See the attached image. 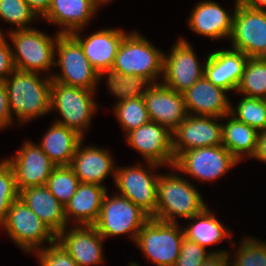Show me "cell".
<instances>
[{
    "label": "cell",
    "mask_w": 266,
    "mask_h": 266,
    "mask_svg": "<svg viewBox=\"0 0 266 266\" xmlns=\"http://www.w3.org/2000/svg\"><path fill=\"white\" fill-rule=\"evenodd\" d=\"M9 76L4 83L8 93L10 113L12 116L15 114L19 122L26 123L51 111V77L43 78V81L39 73L17 69Z\"/></svg>",
    "instance_id": "cell-1"
},
{
    "label": "cell",
    "mask_w": 266,
    "mask_h": 266,
    "mask_svg": "<svg viewBox=\"0 0 266 266\" xmlns=\"http://www.w3.org/2000/svg\"><path fill=\"white\" fill-rule=\"evenodd\" d=\"M206 206L199 191L181 175L158 177L155 219L175 223L176 217L192 218Z\"/></svg>",
    "instance_id": "cell-2"
},
{
    "label": "cell",
    "mask_w": 266,
    "mask_h": 266,
    "mask_svg": "<svg viewBox=\"0 0 266 266\" xmlns=\"http://www.w3.org/2000/svg\"><path fill=\"white\" fill-rule=\"evenodd\" d=\"M164 53L137 32L127 33L119 44L112 69L124 75L144 76L152 84L163 76Z\"/></svg>",
    "instance_id": "cell-3"
},
{
    "label": "cell",
    "mask_w": 266,
    "mask_h": 266,
    "mask_svg": "<svg viewBox=\"0 0 266 266\" xmlns=\"http://www.w3.org/2000/svg\"><path fill=\"white\" fill-rule=\"evenodd\" d=\"M177 222L149 218L138 232L135 244L156 266H174L184 239ZM180 230V231H179Z\"/></svg>",
    "instance_id": "cell-4"
},
{
    "label": "cell",
    "mask_w": 266,
    "mask_h": 266,
    "mask_svg": "<svg viewBox=\"0 0 266 266\" xmlns=\"http://www.w3.org/2000/svg\"><path fill=\"white\" fill-rule=\"evenodd\" d=\"M9 35L16 49V53L12 50L15 69L42 73L49 70L50 66H55L54 56L59 32L55 38L34 28L10 30Z\"/></svg>",
    "instance_id": "cell-5"
},
{
    "label": "cell",
    "mask_w": 266,
    "mask_h": 266,
    "mask_svg": "<svg viewBox=\"0 0 266 266\" xmlns=\"http://www.w3.org/2000/svg\"><path fill=\"white\" fill-rule=\"evenodd\" d=\"M94 93V90L68 86L52 80L50 109L52 112L53 109L58 110L63 117L55 123L66 126L83 137L98 106L93 99Z\"/></svg>",
    "instance_id": "cell-6"
},
{
    "label": "cell",
    "mask_w": 266,
    "mask_h": 266,
    "mask_svg": "<svg viewBox=\"0 0 266 266\" xmlns=\"http://www.w3.org/2000/svg\"><path fill=\"white\" fill-rule=\"evenodd\" d=\"M5 232L25 252L42 249L45 241H56L57 235L19 198L8 210L6 219L0 224Z\"/></svg>",
    "instance_id": "cell-7"
},
{
    "label": "cell",
    "mask_w": 266,
    "mask_h": 266,
    "mask_svg": "<svg viewBox=\"0 0 266 266\" xmlns=\"http://www.w3.org/2000/svg\"><path fill=\"white\" fill-rule=\"evenodd\" d=\"M58 62L55 66L61 68V74L50 76L51 80L68 86L95 90L98 83V72L84 55L80 43L71 34H60L56 48Z\"/></svg>",
    "instance_id": "cell-8"
},
{
    "label": "cell",
    "mask_w": 266,
    "mask_h": 266,
    "mask_svg": "<svg viewBox=\"0 0 266 266\" xmlns=\"http://www.w3.org/2000/svg\"><path fill=\"white\" fill-rule=\"evenodd\" d=\"M150 217L137 205L120 194L108 196L106 193L98 220L93 225L101 236H118L130 233L136 241L138 232Z\"/></svg>",
    "instance_id": "cell-9"
},
{
    "label": "cell",
    "mask_w": 266,
    "mask_h": 266,
    "mask_svg": "<svg viewBox=\"0 0 266 266\" xmlns=\"http://www.w3.org/2000/svg\"><path fill=\"white\" fill-rule=\"evenodd\" d=\"M238 162L223 145L208 146L182 152L175 159L173 169L209 182L224 175Z\"/></svg>",
    "instance_id": "cell-10"
},
{
    "label": "cell",
    "mask_w": 266,
    "mask_h": 266,
    "mask_svg": "<svg viewBox=\"0 0 266 266\" xmlns=\"http://www.w3.org/2000/svg\"><path fill=\"white\" fill-rule=\"evenodd\" d=\"M232 48L248 57L266 58V11L247 8L235 0Z\"/></svg>",
    "instance_id": "cell-11"
},
{
    "label": "cell",
    "mask_w": 266,
    "mask_h": 266,
    "mask_svg": "<svg viewBox=\"0 0 266 266\" xmlns=\"http://www.w3.org/2000/svg\"><path fill=\"white\" fill-rule=\"evenodd\" d=\"M152 173L139 164L123 168L119 166L115 170L114 182L120 195L128 198L150 218H155L157 183L160 175Z\"/></svg>",
    "instance_id": "cell-12"
},
{
    "label": "cell",
    "mask_w": 266,
    "mask_h": 266,
    "mask_svg": "<svg viewBox=\"0 0 266 266\" xmlns=\"http://www.w3.org/2000/svg\"><path fill=\"white\" fill-rule=\"evenodd\" d=\"M129 145L139 151L150 169L169 164L173 168L175 157L172 149V132L156 122L145 125L126 134Z\"/></svg>",
    "instance_id": "cell-13"
},
{
    "label": "cell",
    "mask_w": 266,
    "mask_h": 266,
    "mask_svg": "<svg viewBox=\"0 0 266 266\" xmlns=\"http://www.w3.org/2000/svg\"><path fill=\"white\" fill-rule=\"evenodd\" d=\"M194 49L185 39L180 38L169 55L164 54L163 84L178 93H184L204 76Z\"/></svg>",
    "instance_id": "cell-14"
},
{
    "label": "cell",
    "mask_w": 266,
    "mask_h": 266,
    "mask_svg": "<svg viewBox=\"0 0 266 266\" xmlns=\"http://www.w3.org/2000/svg\"><path fill=\"white\" fill-rule=\"evenodd\" d=\"M218 119L223 118L188 114L172 132L175 159L186 150L222 145V124L217 123Z\"/></svg>",
    "instance_id": "cell-15"
},
{
    "label": "cell",
    "mask_w": 266,
    "mask_h": 266,
    "mask_svg": "<svg viewBox=\"0 0 266 266\" xmlns=\"http://www.w3.org/2000/svg\"><path fill=\"white\" fill-rule=\"evenodd\" d=\"M5 160L13 170L18 191L27 187L46 185L55 167L39 144L28 140L16 152L15 157Z\"/></svg>",
    "instance_id": "cell-16"
},
{
    "label": "cell",
    "mask_w": 266,
    "mask_h": 266,
    "mask_svg": "<svg viewBox=\"0 0 266 266\" xmlns=\"http://www.w3.org/2000/svg\"><path fill=\"white\" fill-rule=\"evenodd\" d=\"M150 120L173 132L188 113L182 93L171 90L162 83L149 86L143 95Z\"/></svg>",
    "instance_id": "cell-17"
},
{
    "label": "cell",
    "mask_w": 266,
    "mask_h": 266,
    "mask_svg": "<svg viewBox=\"0 0 266 266\" xmlns=\"http://www.w3.org/2000/svg\"><path fill=\"white\" fill-rule=\"evenodd\" d=\"M66 227L56 240L63 246L78 266L103 264L102 241L104 238L94 226Z\"/></svg>",
    "instance_id": "cell-18"
},
{
    "label": "cell",
    "mask_w": 266,
    "mask_h": 266,
    "mask_svg": "<svg viewBox=\"0 0 266 266\" xmlns=\"http://www.w3.org/2000/svg\"><path fill=\"white\" fill-rule=\"evenodd\" d=\"M227 92L203 76L182 93L187 113L196 116L224 118L231 110V102L226 97Z\"/></svg>",
    "instance_id": "cell-19"
},
{
    "label": "cell",
    "mask_w": 266,
    "mask_h": 266,
    "mask_svg": "<svg viewBox=\"0 0 266 266\" xmlns=\"http://www.w3.org/2000/svg\"><path fill=\"white\" fill-rule=\"evenodd\" d=\"M248 56L237 50H219L208 55L204 76L214 85L236 90L243 75Z\"/></svg>",
    "instance_id": "cell-20"
},
{
    "label": "cell",
    "mask_w": 266,
    "mask_h": 266,
    "mask_svg": "<svg viewBox=\"0 0 266 266\" xmlns=\"http://www.w3.org/2000/svg\"><path fill=\"white\" fill-rule=\"evenodd\" d=\"M126 34L120 29L107 28L83 39L78 30L71 33L80 43L84 55L97 72L112 68L119 44Z\"/></svg>",
    "instance_id": "cell-21"
},
{
    "label": "cell",
    "mask_w": 266,
    "mask_h": 266,
    "mask_svg": "<svg viewBox=\"0 0 266 266\" xmlns=\"http://www.w3.org/2000/svg\"><path fill=\"white\" fill-rule=\"evenodd\" d=\"M83 140L78 144L71 160L70 167L81 183L103 185L102 182L112 172L115 175L116 166L107 150L99 147H82Z\"/></svg>",
    "instance_id": "cell-22"
},
{
    "label": "cell",
    "mask_w": 266,
    "mask_h": 266,
    "mask_svg": "<svg viewBox=\"0 0 266 266\" xmlns=\"http://www.w3.org/2000/svg\"><path fill=\"white\" fill-rule=\"evenodd\" d=\"M233 15L214 1L198 2L189 17L188 24L197 34L213 39L229 38L233 28Z\"/></svg>",
    "instance_id": "cell-23"
},
{
    "label": "cell",
    "mask_w": 266,
    "mask_h": 266,
    "mask_svg": "<svg viewBox=\"0 0 266 266\" xmlns=\"http://www.w3.org/2000/svg\"><path fill=\"white\" fill-rule=\"evenodd\" d=\"M98 7L94 0H52L43 18L47 22L62 26L60 34H71L77 30L81 32L80 29L84 30Z\"/></svg>",
    "instance_id": "cell-24"
},
{
    "label": "cell",
    "mask_w": 266,
    "mask_h": 266,
    "mask_svg": "<svg viewBox=\"0 0 266 266\" xmlns=\"http://www.w3.org/2000/svg\"><path fill=\"white\" fill-rule=\"evenodd\" d=\"M22 200L56 235L68 225L64 206L46 185L27 187L19 191Z\"/></svg>",
    "instance_id": "cell-25"
},
{
    "label": "cell",
    "mask_w": 266,
    "mask_h": 266,
    "mask_svg": "<svg viewBox=\"0 0 266 266\" xmlns=\"http://www.w3.org/2000/svg\"><path fill=\"white\" fill-rule=\"evenodd\" d=\"M106 193L108 192L104 185L80 182L75 194L64 206L67 224L72 216L78 226H93L98 220Z\"/></svg>",
    "instance_id": "cell-26"
},
{
    "label": "cell",
    "mask_w": 266,
    "mask_h": 266,
    "mask_svg": "<svg viewBox=\"0 0 266 266\" xmlns=\"http://www.w3.org/2000/svg\"><path fill=\"white\" fill-rule=\"evenodd\" d=\"M82 140L83 137L76 131L54 122L39 146L55 166H70L77 146Z\"/></svg>",
    "instance_id": "cell-27"
},
{
    "label": "cell",
    "mask_w": 266,
    "mask_h": 266,
    "mask_svg": "<svg viewBox=\"0 0 266 266\" xmlns=\"http://www.w3.org/2000/svg\"><path fill=\"white\" fill-rule=\"evenodd\" d=\"M228 121L222 124V145L240 162L244 154L252 157L259 132L251 126L237 120L230 113Z\"/></svg>",
    "instance_id": "cell-28"
},
{
    "label": "cell",
    "mask_w": 266,
    "mask_h": 266,
    "mask_svg": "<svg viewBox=\"0 0 266 266\" xmlns=\"http://www.w3.org/2000/svg\"><path fill=\"white\" fill-rule=\"evenodd\" d=\"M194 220V224L183 227L184 237L206 248L219 243L224 238H231L230 231L209 211L206 206L199 214L188 219Z\"/></svg>",
    "instance_id": "cell-29"
},
{
    "label": "cell",
    "mask_w": 266,
    "mask_h": 266,
    "mask_svg": "<svg viewBox=\"0 0 266 266\" xmlns=\"http://www.w3.org/2000/svg\"><path fill=\"white\" fill-rule=\"evenodd\" d=\"M105 73L108 74L107 87L110 88L109 90L113 95L118 97L117 103L130 98L143 97L149 86L152 84L144 76L124 75L112 68L99 71L98 81L101 80L100 78L105 75Z\"/></svg>",
    "instance_id": "cell-30"
},
{
    "label": "cell",
    "mask_w": 266,
    "mask_h": 266,
    "mask_svg": "<svg viewBox=\"0 0 266 266\" xmlns=\"http://www.w3.org/2000/svg\"><path fill=\"white\" fill-rule=\"evenodd\" d=\"M236 91L246 97L266 99V58H248Z\"/></svg>",
    "instance_id": "cell-31"
},
{
    "label": "cell",
    "mask_w": 266,
    "mask_h": 266,
    "mask_svg": "<svg viewBox=\"0 0 266 266\" xmlns=\"http://www.w3.org/2000/svg\"><path fill=\"white\" fill-rule=\"evenodd\" d=\"M114 113L126 134L151 121L143 97L116 103Z\"/></svg>",
    "instance_id": "cell-32"
},
{
    "label": "cell",
    "mask_w": 266,
    "mask_h": 266,
    "mask_svg": "<svg viewBox=\"0 0 266 266\" xmlns=\"http://www.w3.org/2000/svg\"><path fill=\"white\" fill-rule=\"evenodd\" d=\"M235 109L231 104L230 114L237 120L255 128L258 132L266 131V99L244 96Z\"/></svg>",
    "instance_id": "cell-33"
},
{
    "label": "cell",
    "mask_w": 266,
    "mask_h": 266,
    "mask_svg": "<svg viewBox=\"0 0 266 266\" xmlns=\"http://www.w3.org/2000/svg\"><path fill=\"white\" fill-rule=\"evenodd\" d=\"M79 183V179L70 166H55L46 186L57 200L65 206L75 194Z\"/></svg>",
    "instance_id": "cell-34"
},
{
    "label": "cell",
    "mask_w": 266,
    "mask_h": 266,
    "mask_svg": "<svg viewBox=\"0 0 266 266\" xmlns=\"http://www.w3.org/2000/svg\"><path fill=\"white\" fill-rule=\"evenodd\" d=\"M36 17L25 0H0V19L15 25L17 30L30 29L28 24Z\"/></svg>",
    "instance_id": "cell-35"
},
{
    "label": "cell",
    "mask_w": 266,
    "mask_h": 266,
    "mask_svg": "<svg viewBox=\"0 0 266 266\" xmlns=\"http://www.w3.org/2000/svg\"><path fill=\"white\" fill-rule=\"evenodd\" d=\"M234 255L230 266H266V242L245 237Z\"/></svg>",
    "instance_id": "cell-36"
},
{
    "label": "cell",
    "mask_w": 266,
    "mask_h": 266,
    "mask_svg": "<svg viewBox=\"0 0 266 266\" xmlns=\"http://www.w3.org/2000/svg\"><path fill=\"white\" fill-rule=\"evenodd\" d=\"M18 198L13 170L4 159L0 163V224L6 219L11 204Z\"/></svg>",
    "instance_id": "cell-37"
},
{
    "label": "cell",
    "mask_w": 266,
    "mask_h": 266,
    "mask_svg": "<svg viewBox=\"0 0 266 266\" xmlns=\"http://www.w3.org/2000/svg\"><path fill=\"white\" fill-rule=\"evenodd\" d=\"M227 253L226 251L208 252L196 242L182 240L181 251L174 266H201L211 254Z\"/></svg>",
    "instance_id": "cell-38"
},
{
    "label": "cell",
    "mask_w": 266,
    "mask_h": 266,
    "mask_svg": "<svg viewBox=\"0 0 266 266\" xmlns=\"http://www.w3.org/2000/svg\"><path fill=\"white\" fill-rule=\"evenodd\" d=\"M43 248L37 252L40 266H78L57 240Z\"/></svg>",
    "instance_id": "cell-39"
},
{
    "label": "cell",
    "mask_w": 266,
    "mask_h": 266,
    "mask_svg": "<svg viewBox=\"0 0 266 266\" xmlns=\"http://www.w3.org/2000/svg\"><path fill=\"white\" fill-rule=\"evenodd\" d=\"M0 28V81H4L14 70L12 48Z\"/></svg>",
    "instance_id": "cell-40"
},
{
    "label": "cell",
    "mask_w": 266,
    "mask_h": 266,
    "mask_svg": "<svg viewBox=\"0 0 266 266\" xmlns=\"http://www.w3.org/2000/svg\"><path fill=\"white\" fill-rule=\"evenodd\" d=\"M12 123L13 117L10 113L7 89L4 81H0V130Z\"/></svg>",
    "instance_id": "cell-41"
},
{
    "label": "cell",
    "mask_w": 266,
    "mask_h": 266,
    "mask_svg": "<svg viewBox=\"0 0 266 266\" xmlns=\"http://www.w3.org/2000/svg\"><path fill=\"white\" fill-rule=\"evenodd\" d=\"M31 10L41 18L48 12L52 0H25Z\"/></svg>",
    "instance_id": "cell-42"
},
{
    "label": "cell",
    "mask_w": 266,
    "mask_h": 266,
    "mask_svg": "<svg viewBox=\"0 0 266 266\" xmlns=\"http://www.w3.org/2000/svg\"><path fill=\"white\" fill-rule=\"evenodd\" d=\"M230 256L228 253L211 254L201 266H230Z\"/></svg>",
    "instance_id": "cell-43"
},
{
    "label": "cell",
    "mask_w": 266,
    "mask_h": 266,
    "mask_svg": "<svg viewBox=\"0 0 266 266\" xmlns=\"http://www.w3.org/2000/svg\"><path fill=\"white\" fill-rule=\"evenodd\" d=\"M252 158H256L257 160L266 163V131L259 132L257 137L256 149Z\"/></svg>",
    "instance_id": "cell-44"
},
{
    "label": "cell",
    "mask_w": 266,
    "mask_h": 266,
    "mask_svg": "<svg viewBox=\"0 0 266 266\" xmlns=\"http://www.w3.org/2000/svg\"><path fill=\"white\" fill-rule=\"evenodd\" d=\"M237 2L239 5L247 8L266 11V0H237Z\"/></svg>",
    "instance_id": "cell-45"
},
{
    "label": "cell",
    "mask_w": 266,
    "mask_h": 266,
    "mask_svg": "<svg viewBox=\"0 0 266 266\" xmlns=\"http://www.w3.org/2000/svg\"><path fill=\"white\" fill-rule=\"evenodd\" d=\"M110 1H113V0H94V2L100 6L102 3H108Z\"/></svg>",
    "instance_id": "cell-46"
},
{
    "label": "cell",
    "mask_w": 266,
    "mask_h": 266,
    "mask_svg": "<svg viewBox=\"0 0 266 266\" xmlns=\"http://www.w3.org/2000/svg\"><path fill=\"white\" fill-rule=\"evenodd\" d=\"M129 266H138V264H137V263H134V262H132V263H130V264H129Z\"/></svg>",
    "instance_id": "cell-47"
}]
</instances>
